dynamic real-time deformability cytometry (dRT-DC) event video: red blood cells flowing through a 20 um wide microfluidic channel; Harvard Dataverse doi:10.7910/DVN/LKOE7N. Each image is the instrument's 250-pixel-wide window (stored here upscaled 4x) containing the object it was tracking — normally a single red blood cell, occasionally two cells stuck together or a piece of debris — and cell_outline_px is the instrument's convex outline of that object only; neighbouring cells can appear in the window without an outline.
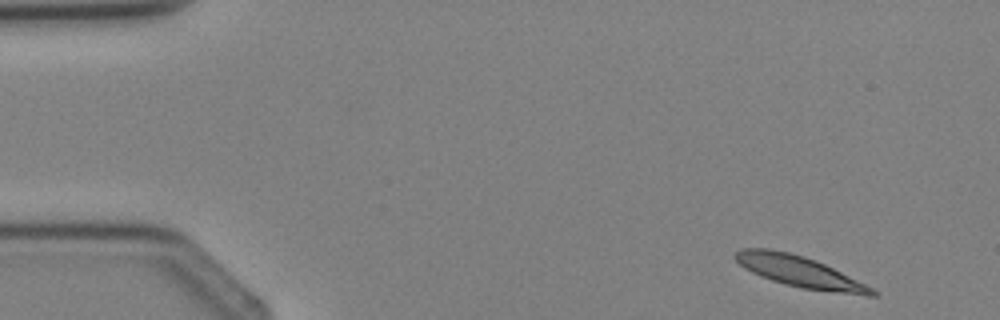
{"species": "Egyptian fruit bat (a non-hibernating species)", "species_latin": "Rousettus aegyptiacus", "temperature_condition": "cold", "stored_images_in_passage": 3, "camera_frame_rate_fps": 3000, "um_per_image_px": 0.085, "animal": {"sex": "female"}, "frame": {"image": 1, "passage_image": 1, "time_ms": 0.0, "image_size_px": [1000, 320], "cell_outline_px": [[880, 292], [876, 296], [868, 296], [804, 288], [784, 284], [760, 276], [744, 268], [732, 256], [740, 248], [768, 248], [788, 252], [804, 256], [816, 260]], "centroid_in_image_um": [67.92, 23.07], "position_along_channel_um": 17.1, "area_um2": 24.45}}
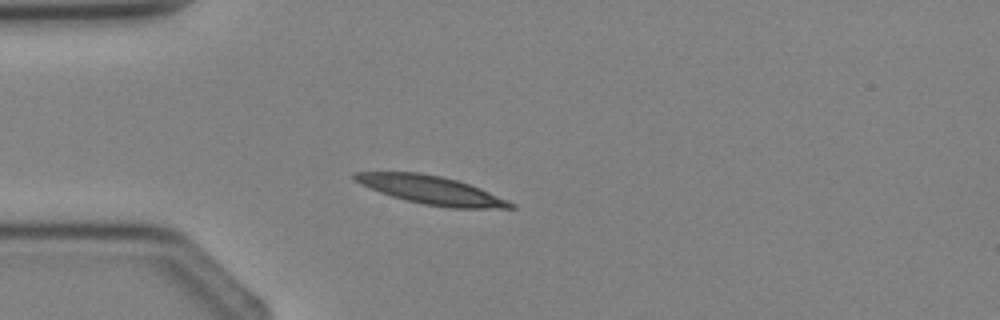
{"frame": {"image": 2, "passage_image": 3, "time_ms": 2.333, "image_size_px": [1000, 320], "cell_outline_px": [[516, 208], [452, 208], [424, 204], [392, 196], [380, 192], [360, 184], [352, 180], [352, 172], [416, 172], [440, 176], [456, 180], [480, 188], [508, 200], [516, 204]], "centroid_in_image_um": [36.64, 16.15], "position_along_channel_um": 48.4, "area_um2": 25.49}}